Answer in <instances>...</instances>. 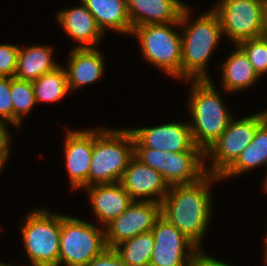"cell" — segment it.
<instances>
[{
  "instance_id": "cell-5",
  "label": "cell",
  "mask_w": 267,
  "mask_h": 266,
  "mask_svg": "<svg viewBox=\"0 0 267 266\" xmlns=\"http://www.w3.org/2000/svg\"><path fill=\"white\" fill-rule=\"evenodd\" d=\"M21 231L32 266H59L61 214L32 210Z\"/></svg>"
},
{
  "instance_id": "cell-27",
  "label": "cell",
  "mask_w": 267,
  "mask_h": 266,
  "mask_svg": "<svg viewBox=\"0 0 267 266\" xmlns=\"http://www.w3.org/2000/svg\"><path fill=\"white\" fill-rule=\"evenodd\" d=\"M237 46L246 54L260 77L267 73V37L249 39Z\"/></svg>"
},
{
  "instance_id": "cell-19",
  "label": "cell",
  "mask_w": 267,
  "mask_h": 266,
  "mask_svg": "<svg viewBox=\"0 0 267 266\" xmlns=\"http://www.w3.org/2000/svg\"><path fill=\"white\" fill-rule=\"evenodd\" d=\"M98 48H75L70 52L66 77L69 90L90 85L102 77L103 55Z\"/></svg>"
},
{
  "instance_id": "cell-17",
  "label": "cell",
  "mask_w": 267,
  "mask_h": 266,
  "mask_svg": "<svg viewBox=\"0 0 267 266\" xmlns=\"http://www.w3.org/2000/svg\"><path fill=\"white\" fill-rule=\"evenodd\" d=\"M185 7L180 0H127L132 29L147 24L176 23Z\"/></svg>"
},
{
  "instance_id": "cell-10",
  "label": "cell",
  "mask_w": 267,
  "mask_h": 266,
  "mask_svg": "<svg viewBox=\"0 0 267 266\" xmlns=\"http://www.w3.org/2000/svg\"><path fill=\"white\" fill-rule=\"evenodd\" d=\"M262 113L250 115L240 120H230L226 130L204 153L213 163L207 174L221 176L252 142L257 127L263 122Z\"/></svg>"
},
{
  "instance_id": "cell-31",
  "label": "cell",
  "mask_w": 267,
  "mask_h": 266,
  "mask_svg": "<svg viewBox=\"0 0 267 266\" xmlns=\"http://www.w3.org/2000/svg\"><path fill=\"white\" fill-rule=\"evenodd\" d=\"M189 266H232L228 263L218 261L211 256L202 254L201 250L198 248L192 255Z\"/></svg>"
},
{
  "instance_id": "cell-4",
  "label": "cell",
  "mask_w": 267,
  "mask_h": 266,
  "mask_svg": "<svg viewBox=\"0 0 267 266\" xmlns=\"http://www.w3.org/2000/svg\"><path fill=\"white\" fill-rule=\"evenodd\" d=\"M134 156V135L130 129L94 130L89 186L120 182Z\"/></svg>"
},
{
  "instance_id": "cell-30",
  "label": "cell",
  "mask_w": 267,
  "mask_h": 266,
  "mask_svg": "<svg viewBox=\"0 0 267 266\" xmlns=\"http://www.w3.org/2000/svg\"><path fill=\"white\" fill-rule=\"evenodd\" d=\"M86 266H129L119 256L114 248L107 247L94 257Z\"/></svg>"
},
{
  "instance_id": "cell-35",
  "label": "cell",
  "mask_w": 267,
  "mask_h": 266,
  "mask_svg": "<svg viewBox=\"0 0 267 266\" xmlns=\"http://www.w3.org/2000/svg\"><path fill=\"white\" fill-rule=\"evenodd\" d=\"M261 113H262V116H263V120H264L265 122H267V110L262 111Z\"/></svg>"
},
{
  "instance_id": "cell-34",
  "label": "cell",
  "mask_w": 267,
  "mask_h": 266,
  "mask_svg": "<svg viewBox=\"0 0 267 266\" xmlns=\"http://www.w3.org/2000/svg\"><path fill=\"white\" fill-rule=\"evenodd\" d=\"M264 243H265V253H264V258H265V262L267 263V237L264 239Z\"/></svg>"
},
{
  "instance_id": "cell-21",
  "label": "cell",
  "mask_w": 267,
  "mask_h": 266,
  "mask_svg": "<svg viewBox=\"0 0 267 266\" xmlns=\"http://www.w3.org/2000/svg\"><path fill=\"white\" fill-rule=\"evenodd\" d=\"M52 54V48L49 46L19 48L15 77L33 82L54 70L59 65L52 61Z\"/></svg>"
},
{
  "instance_id": "cell-7",
  "label": "cell",
  "mask_w": 267,
  "mask_h": 266,
  "mask_svg": "<svg viewBox=\"0 0 267 266\" xmlns=\"http://www.w3.org/2000/svg\"><path fill=\"white\" fill-rule=\"evenodd\" d=\"M106 248L105 228L61 215L59 266H86Z\"/></svg>"
},
{
  "instance_id": "cell-20",
  "label": "cell",
  "mask_w": 267,
  "mask_h": 266,
  "mask_svg": "<svg viewBox=\"0 0 267 266\" xmlns=\"http://www.w3.org/2000/svg\"><path fill=\"white\" fill-rule=\"evenodd\" d=\"M94 16L99 28H109L122 34L132 33L127 0H80Z\"/></svg>"
},
{
  "instance_id": "cell-29",
  "label": "cell",
  "mask_w": 267,
  "mask_h": 266,
  "mask_svg": "<svg viewBox=\"0 0 267 266\" xmlns=\"http://www.w3.org/2000/svg\"><path fill=\"white\" fill-rule=\"evenodd\" d=\"M0 120L13 124V104L10 93V77L0 76Z\"/></svg>"
},
{
  "instance_id": "cell-11",
  "label": "cell",
  "mask_w": 267,
  "mask_h": 266,
  "mask_svg": "<svg viewBox=\"0 0 267 266\" xmlns=\"http://www.w3.org/2000/svg\"><path fill=\"white\" fill-rule=\"evenodd\" d=\"M154 249L149 266H189L198 247L160 216L152 228Z\"/></svg>"
},
{
  "instance_id": "cell-16",
  "label": "cell",
  "mask_w": 267,
  "mask_h": 266,
  "mask_svg": "<svg viewBox=\"0 0 267 266\" xmlns=\"http://www.w3.org/2000/svg\"><path fill=\"white\" fill-rule=\"evenodd\" d=\"M90 199L93 213L106 227L119 217L133 202L120 182L110 184H95L85 187ZM104 225V226H103Z\"/></svg>"
},
{
  "instance_id": "cell-2",
  "label": "cell",
  "mask_w": 267,
  "mask_h": 266,
  "mask_svg": "<svg viewBox=\"0 0 267 266\" xmlns=\"http://www.w3.org/2000/svg\"><path fill=\"white\" fill-rule=\"evenodd\" d=\"M189 8L185 7L180 16V26H185L181 46L180 78L189 80H210L206 66L222 33L218 14L211 9L202 14L191 25Z\"/></svg>"
},
{
  "instance_id": "cell-37",
  "label": "cell",
  "mask_w": 267,
  "mask_h": 266,
  "mask_svg": "<svg viewBox=\"0 0 267 266\" xmlns=\"http://www.w3.org/2000/svg\"><path fill=\"white\" fill-rule=\"evenodd\" d=\"M0 266H10V265H6V264H2V263H0Z\"/></svg>"
},
{
  "instance_id": "cell-18",
  "label": "cell",
  "mask_w": 267,
  "mask_h": 266,
  "mask_svg": "<svg viewBox=\"0 0 267 266\" xmlns=\"http://www.w3.org/2000/svg\"><path fill=\"white\" fill-rule=\"evenodd\" d=\"M57 18L64 31L79 42L77 48H95L104 34L83 2L81 6L58 12Z\"/></svg>"
},
{
  "instance_id": "cell-28",
  "label": "cell",
  "mask_w": 267,
  "mask_h": 266,
  "mask_svg": "<svg viewBox=\"0 0 267 266\" xmlns=\"http://www.w3.org/2000/svg\"><path fill=\"white\" fill-rule=\"evenodd\" d=\"M18 46L3 44L0 45V76L1 77H15L17 69Z\"/></svg>"
},
{
  "instance_id": "cell-13",
  "label": "cell",
  "mask_w": 267,
  "mask_h": 266,
  "mask_svg": "<svg viewBox=\"0 0 267 266\" xmlns=\"http://www.w3.org/2000/svg\"><path fill=\"white\" fill-rule=\"evenodd\" d=\"M130 130L134 135V148L187 152L195 147L189 122H173Z\"/></svg>"
},
{
  "instance_id": "cell-1",
  "label": "cell",
  "mask_w": 267,
  "mask_h": 266,
  "mask_svg": "<svg viewBox=\"0 0 267 266\" xmlns=\"http://www.w3.org/2000/svg\"><path fill=\"white\" fill-rule=\"evenodd\" d=\"M219 176L206 174L192 184L169 186L161 202V216L173 224L198 248L211 217L212 200L209 191L211 182Z\"/></svg>"
},
{
  "instance_id": "cell-9",
  "label": "cell",
  "mask_w": 267,
  "mask_h": 266,
  "mask_svg": "<svg viewBox=\"0 0 267 266\" xmlns=\"http://www.w3.org/2000/svg\"><path fill=\"white\" fill-rule=\"evenodd\" d=\"M267 0H221L212 8L221 21L222 33L238 45L264 34Z\"/></svg>"
},
{
  "instance_id": "cell-3",
  "label": "cell",
  "mask_w": 267,
  "mask_h": 266,
  "mask_svg": "<svg viewBox=\"0 0 267 266\" xmlns=\"http://www.w3.org/2000/svg\"><path fill=\"white\" fill-rule=\"evenodd\" d=\"M189 111L190 125L195 146L204 153L226 130L232 116L223 105L216 87L210 80H192Z\"/></svg>"
},
{
  "instance_id": "cell-14",
  "label": "cell",
  "mask_w": 267,
  "mask_h": 266,
  "mask_svg": "<svg viewBox=\"0 0 267 266\" xmlns=\"http://www.w3.org/2000/svg\"><path fill=\"white\" fill-rule=\"evenodd\" d=\"M120 183L133 201H151L161 204L169 189L158 171L145 165L135 156L129 161Z\"/></svg>"
},
{
  "instance_id": "cell-26",
  "label": "cell",
  "mask_w": 267,
  "mask_h": 266,
  "mask_svg": "<svg viewBox=\"0 0 267 266\" xmlns=\"http://www.w3.org/2000/svg\"><path fill=\"white\" fill-rule=\"evenodd\" d=\"M10 93L13 104V125L19 127L22 116L36 104L33 83L16 77L10 78Z\"/></svg>"
},
{
  "instance_id": "cell-22",
  "label": "cell",
  "mask_w": 267,
  "mask_h": 266,
  "mask_svg": "<svg viewBox=\"0 0 267 266\" xmlns=\"http://www.w3.org/2000/svg\"><path fill=\"white\" fill-rule=\"evenodd\" d=\"M223 64L222 83L225 91L235 92L252 86L260 78L246 54L236 45Z\"/></svg>"
},
{
  "instance_id": "cell-36",
  "label": "cell",
  "mask_w": 267,
  "mask_h": 266,
  "mask_svg": "<svg viewBox=\"0 0 267 266\" xmlns=\"http://www.w3.org/2000/svg\"><path fill=\"white\" fill-rule=\"evenodd\" d=\"M266 181H265V183H264V189L267 191V176H266Z\"/></svg>"
},
{
  "instance_id": "cell-24",
  "label": "cell",
  "mask_w": 267,
  "mask_h": 266,
  "mask_svg": "<svg viewBox=\"0 0 267 266\" xmlns=\"http://www.w3.org/2000/svg\"><path fill=\"white\" fill-rule=\"evenodd\" d=\"M120 258L129 266H149L154 249L152 231L139 234L114 247Z\"/></svg>"
},
{
  "instance_id": "cell-6",
  "label": "cell",
  "mask_w": 267,
  "mask_h": 266,
  "mask_svg": "<svg viewBox=\"0 0 267 266\" xmlns=\"http://www.w3.org/2000/svg\"><path fill=\"white\" fill-rule=\"evenodd\" d=\"M134 156L158 171L168 186L192 184L207 174L203 160L205 154L197 146L187 152L134 148Z\"/></svg>"
},
{
  "instance_id": "cell-8",
  "label": "cell",
  "mask_w": 267,
  "mask_h": 266,
  "mask_svg": "<svg viewBox=\"0 0 267 266\" xmlns=\"http://www.w3.org/2000/svg\"><path fill=\"white\" fill-rule=\"evenodd\" d=\"M167 24H147L133 28L131 35H136L141 52L150 64L164 70L171 77L180 78L182 37ZM172 28V29H171Z\"/></svg>"
},
{
  "instance_id": "cell-33",
  "label": "cell",
  "mask_w": 267,
  "mask_h": 266,
  "mask_svg": "<svg viewBox=\"0 0 267 266\" xmlns=\"http://www.w3.org/2000/svg\"><path fill=\"white\" fill-rule=\"evenodd\" d=\"M263 36L267 37V1L265 6V18H264V34Z\"/></svg>"
},
{
  "instance_id": "cell-23",
  "label": "cell",
  "mask_w": 267,
  "mask_h": 266,
  "mask_svg": "<svg viewBox=\"0 0 267 266\" xmlns=\"http://www.w3.org/2000/svg\"><path fill=\"white\" fill-rule=\"evenodd\" d=\"M260 165H267V122L265 121L257 127L252 142L219 178L222 180L235 176Z\"/></svg>"
},
{
  "instance_id": "cell-32",
  "label": "cell",
  "mask_w": 267,
  "mask_h": 266,
  "mask_svg": "<svg viewBox=\"0 0 267 266\" xmlns=\"http://www.w3.org/2000/svg\"><path fill=\"white\" fill-rule=\"evenodd\" d=\"M5 122L0 120V167L3 169L4 163H6V159L8 158L9 154V141H10V134L6 129Z\"/></svg>"
},
{
  "instance_id": "cell-12",
  "label": "cell",
  "mask_w": 267,
  "mask_h": 266,
  "mask_svg": "<svg viewBox=\"0 0 267 266\" xmlns=\"http://www.w3.org/2000/svg\"><path fill=\"white\" fill-rule=\"evenodd\" d=\"M160 216V203L133 201L119 217L105 227L107 247L114 248L125 240L150 232Z\"/></svg>"
},
{
  "instance_id": "cell-25",
  "label": "cell",
  "mask_w": 267,
  "mask_h": 266,
  "mask_svg": "<svg viewBox=\"0 0 267 266\" xmlns=\"http://www.w3.org/2000/svg\"><path fill=\"white\" fill-rule=\"evenodd\" d=\"M32 83L36 103L56 102L69 92L66 71L62 66L43 74Z\"/></svg>"
},
{
  "instance_id": "cell-15",
  "label": "cell",
  "mask_w": 267,
  "mask_h": 266,
  "mask_svg": "<svg viewBox=\"0 0 267 266\" xmlns=\"http://www.w3.org/2000/svg\"><path fill=\"white\" fill-rule=\"evenodd\" d=\"M66 167L72 188L89 186L94 130L68 131L64 141Z\"/></svg>"
}]
</instances>
